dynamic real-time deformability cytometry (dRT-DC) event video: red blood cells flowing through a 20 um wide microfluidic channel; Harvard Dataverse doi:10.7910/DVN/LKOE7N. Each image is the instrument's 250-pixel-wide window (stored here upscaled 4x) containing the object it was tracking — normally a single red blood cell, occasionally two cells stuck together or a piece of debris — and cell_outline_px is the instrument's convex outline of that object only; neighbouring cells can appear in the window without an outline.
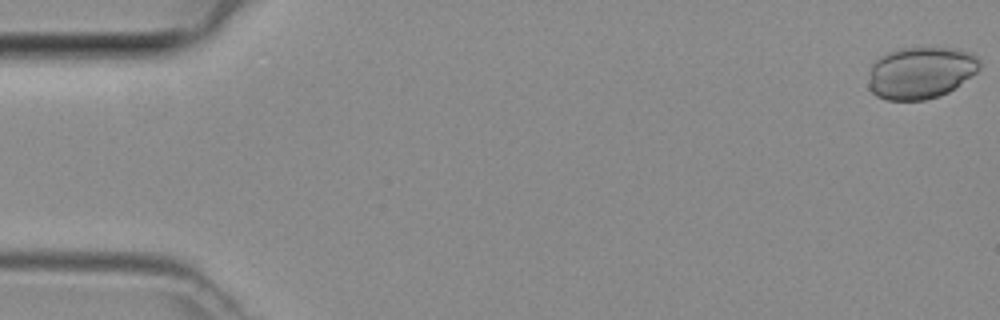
{"species": "common noctule bat (a hibernating species)", "species_latin": "Nyctalus noctula", "temperature_condition": "room temperature", "stored_images_in_passage": 47, "camera_frame_rate_fps": 3000, "um_per_image_px": 0.085, "animal": {"sex": "female", "body_mass_g": 29.2, "forearm_length_mm": 56.3}, "frame": {"image": 1, "passage_image": 1, "time_ms": 0.0, "image_size_px": [1000, 320], "cell_outline_px": [[980, 68], [976, 72], [948, 92], [940, 96], [924, 100], [888, 100], [876, 96], [868, 88], [868, 84], [872, 64], [880, 56], [888, 52], [900, 48], [956, 48], [968, 52], [976, 56], [980, 60]], "centroid_in_image_um": [78.24, 6.18], "position_along_channel_um": 6.8, "area_um2": 33.58}}
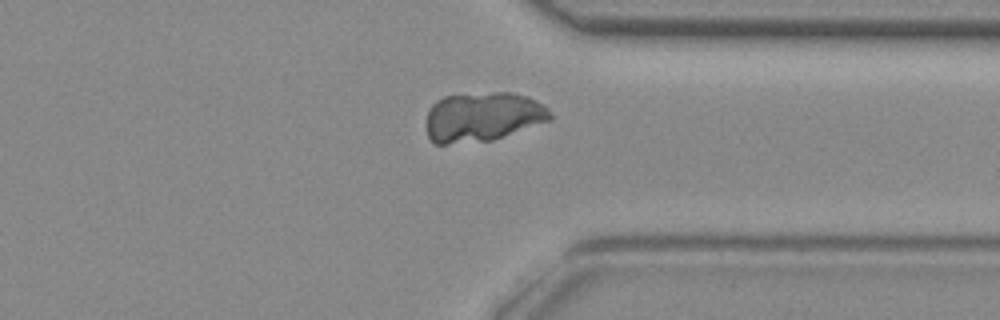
{"frame": {"image": 2, "passage_image": 36, "time_ms": 11.667, "image_size_px": [1000, 320], "cell_outline_px": [[552, 120], [492, 140], [448, 144], [436, 144], [428, 136], [428, 108], [436, 100], [444, 96], [492, 92], [512, 92], [528, 96], [544, 104], [548, 108], [552, 116]], "centroid_in_image_um": [41.07, 9.92], "position_along_channel_um": 370.3, "area_um2": 35.78}}
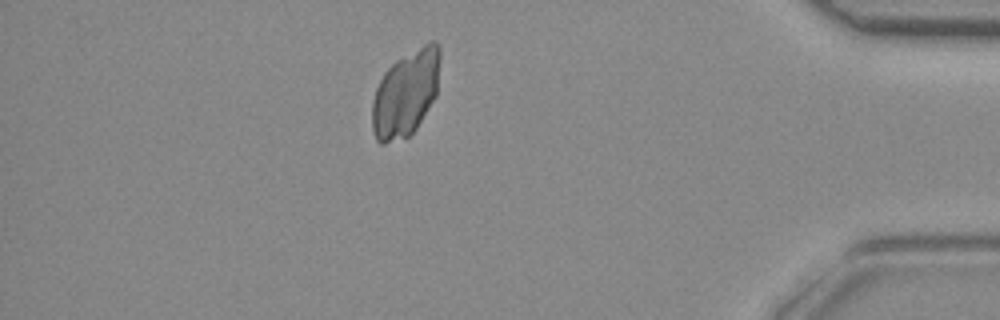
{"frame": {"image": 3, "passage_image": 41, "time_ms": 13.333, "image_size_px": [1000, 320], "cell_outline_px": [[440, 60], [436, 96], [416, 128], [408, 136], [384, 144], [380, 144], [376, 140], [372, 128], [372, 104], [376, 88], [384, 72], [396, 60], [428, 40], [436, 40], [440, 44]], "centroid_in_image_um": [34.5, 7.89], "position_along_channel_um": 400.7, "area_um2": 34.28}}